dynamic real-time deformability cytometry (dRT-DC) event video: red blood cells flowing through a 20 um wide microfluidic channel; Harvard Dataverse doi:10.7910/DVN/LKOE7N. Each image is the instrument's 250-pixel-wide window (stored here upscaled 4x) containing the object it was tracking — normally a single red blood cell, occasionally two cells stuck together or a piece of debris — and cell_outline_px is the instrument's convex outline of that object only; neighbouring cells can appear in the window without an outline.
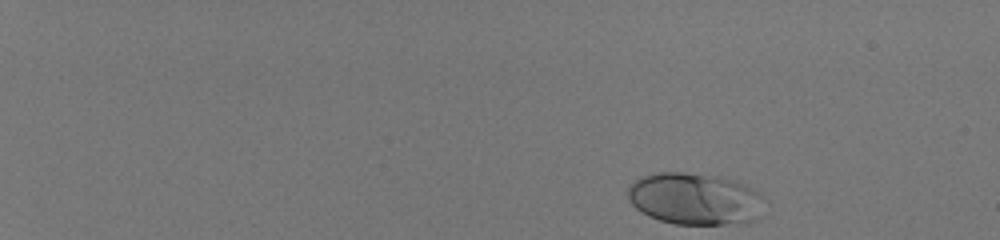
{"species": "human", "species_latin": "Homo sapiens", "temperature_condition": "room temperature", "stored_images_in_passage": 45, "camera_frame_rate_fps": 3000, "um_per_image_px": 0.085, "donor": {"sex": "male"}, "frame": {"image": 1, "passage_image": 1, "time_ms": 0.0, "image_size_px": [1000, 240], "cell_outline_px": [[760, 196], [756, 220], [748, 224], [676, 224], [660, 220], [648, 216], [636, 208], [628, 200], [628, 188], [636, 180], [644, 176], [660, 172], [684, 172], [716, 176], [740, 184], [756, 192]], "centroid_in_image_um": [58.98, 16.92], "position_along_channel_um": 26.0, "area_um2": 40.46}}
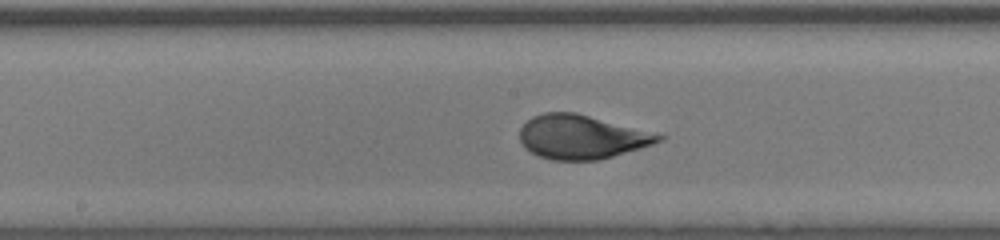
{"frame": {"image": 2, "passage_image": 27, "time_ms": 8.667, "image_size_px": [1000, 240], "cell_outline_px": [[664, 136], [660, 140], [652, 144], [640, 148], [612, 156], [596, 160], [552, 160], [540, 156], [524, 148], [520, 140], [520, 128], [532, 116], [544, 112], [576, 112]], "centroid_in_image_um": [49.35, 11.64], "position_along_channel_um": 198.9, "area_um2": 34.97}}
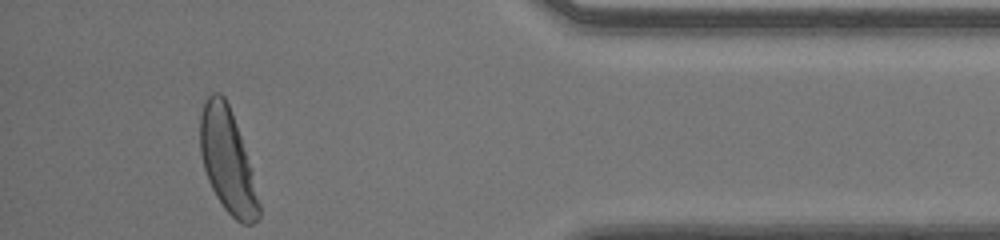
{"frame": {"image": 3, "passage_image": 45, "time_ms": 14.667, "image_size_px": [1000, 240], "cell_outline_px": [[260, 216], [252, 224], [244, 224], [236, 220], [224, 208], [216, 196], [208, 180], [204, 168], [200, 152], [200, 116], [204, 100], [212, 92], [220, 92], [224, 96], [228, 104], [236, 124], [252, 168], [260, 204]], "centroid_in_image_um": [19.34, 13.66], "position_along_channel_um": 415.9, "area_um2": 35.43}, "authors_computed_cell_mechanics": {"area_um2": 35.4892, "velocity_mm_per_s": 4.043, "shape_relaxation_time_tau1_ms": 2.257, "shape_relaxation_time_tau2_ms": null, "deformation_change_tau1": 0.1587, "deformation_change_tau2": null}}